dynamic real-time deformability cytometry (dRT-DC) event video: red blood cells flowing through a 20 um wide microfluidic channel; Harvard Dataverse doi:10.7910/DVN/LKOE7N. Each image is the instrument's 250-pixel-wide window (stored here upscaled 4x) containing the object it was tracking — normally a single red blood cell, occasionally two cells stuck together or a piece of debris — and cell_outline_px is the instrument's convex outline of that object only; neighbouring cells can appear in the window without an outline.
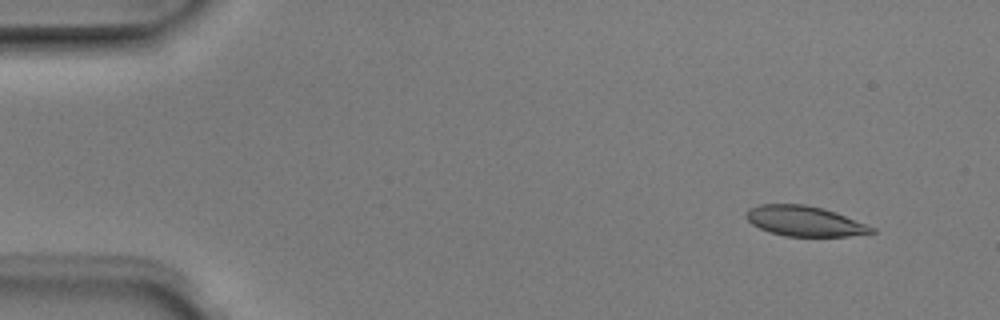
{"species": "Egyptian fruit bat (a non-hibernating species)", "species_latin": "Rousettus aegyptiacus", "temperature_condition": "room temperature", "stored_images_in_passage": 5, "camera_frame_rate_fps": 3000, "um_per_image_px": 0.085, "animal": {"sex": "male"}, "frame": {"image": 1, "passage_image": 2, "time_ms": 0.333, "image_size_px": [1000, 320], "cell_outline_px": [[876, 232], [848, 236], [784, 236], [768, 232], [752, 224], [744, 216], [744, 212], [748, 208], [760, 204], [804, 204], [824, 208], [836, 212], [876, 228]], "centroid_in_image_um": [68.36, 18.79], "position_along_channel_um": 16.6, "area_um2": 22.25}}
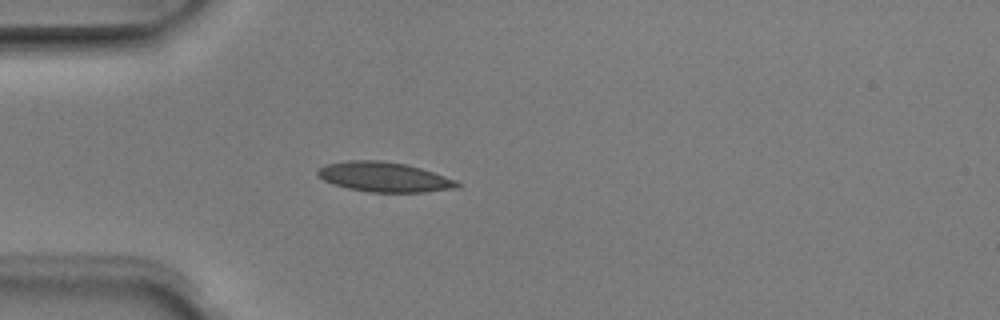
{"frame": {"image": 2, "passage_image": 5, "time_ms": 1.333, "image_size_px": [1000, 320], "cell_outline_px": [[460, 188], [424, 192], [368, 192], [348, 188], [332, 184], [324, 180], [316, 172], [324, 164], [348, 160], [380, 160], [404, 164], [420, 168], [456, 180], [460, 184]], "centroid_in_image_um": [32.65, 15.05], "position_along_channel_um": 52.4, "area_um2": 24.16}}